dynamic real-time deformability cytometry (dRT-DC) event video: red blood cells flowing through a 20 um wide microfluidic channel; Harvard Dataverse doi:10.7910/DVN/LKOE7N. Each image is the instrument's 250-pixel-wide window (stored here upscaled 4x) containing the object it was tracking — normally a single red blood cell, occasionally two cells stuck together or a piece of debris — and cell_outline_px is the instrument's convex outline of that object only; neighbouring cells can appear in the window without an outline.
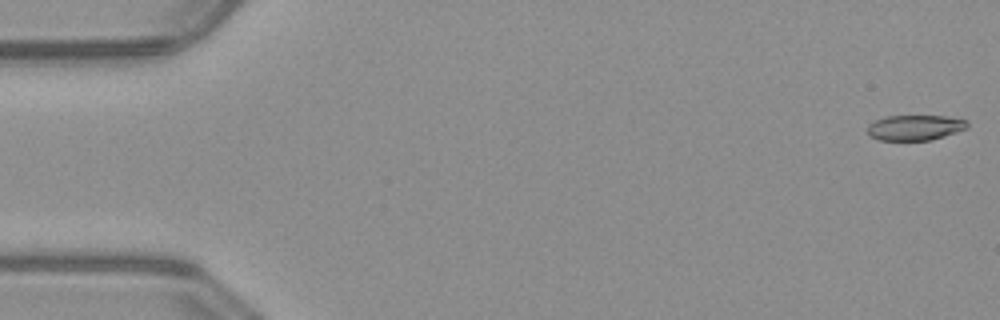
{"species": "common noctule bat (a hibernating species)", "species_latin": "Nyctalus noctula", "temperature_condition": "warm", "stored_images_in_passage": 47, "camera_frame_rate_fps": 3000, "um_per_image_px": 0.085, "animal": {"sex": "male", "body_mass_g": 23.1, "forearm_length_mm": 52.7}, "frame": {"image": 1, "passage_image": 1, "time_ms": 0.0, "image_size_px": [1000, 320], "cell_outline_px": [[968, 128], [944, 136], [928, 140], [880, 140], [868, 136], [868, 124], [876, 120], [888, 116], [944, 116], [968, 120]], "centroid_in_image_um": [77.77, 10.84], "position_along_channel_um": 7.2, "area_um2": 14.68}}
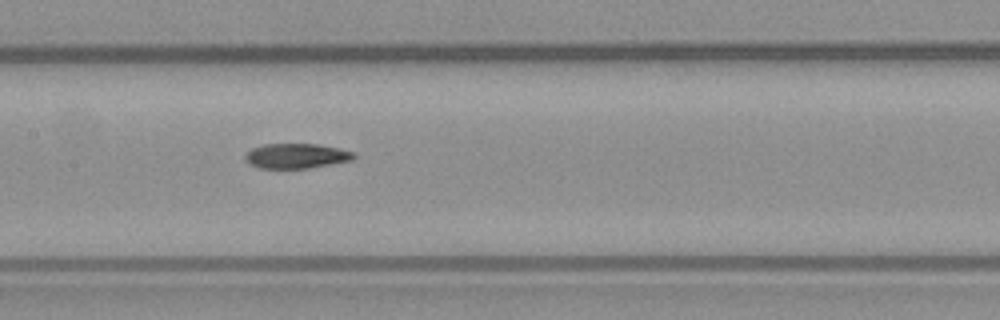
{"frame": {"image": 2, "passage_image": 25, "time_ms": 8.0, "image_size_px": [1000, 320], "cell_outline_px": [[356, 156], [352, 160], [308, 168], [260, 168], [252, 164], [244, 156], [252, 148], [264, 144], [316, 144], [340, 148], [356, 152]], "centroid_in_image_um": [25.25, 13.24], "position_along_channel_um": 182.2, "area_um2": 15.61}}
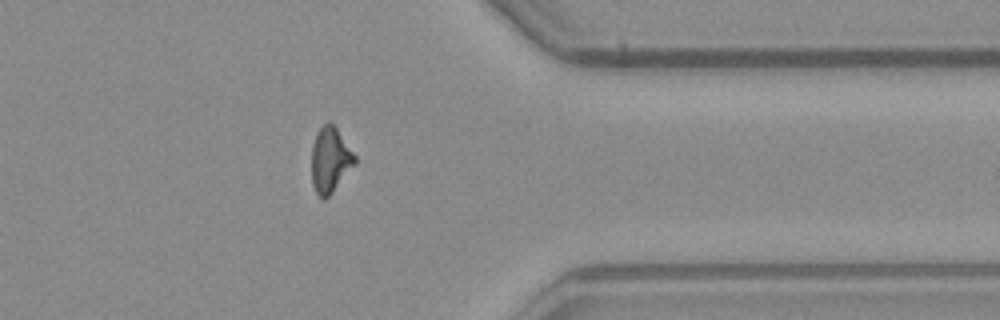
{"frame": {"image": 3, "passage_image": 41, "time_ms": 13.333, "image_size_px": [1000, 320], "cell_outline_px": [[356, 164], [332, 192], [324, 200], [316, 192], [312, 184], [312, 144], [316, 132], [328, 120], [336, 128], [356, 156]], "centroid_in_image_um": [28.06, 13.58], "position_along_channel_um": 383.3, "area_um2": 16.36}}